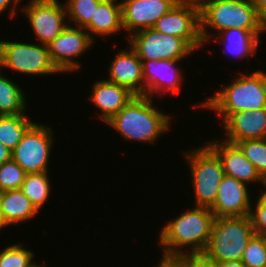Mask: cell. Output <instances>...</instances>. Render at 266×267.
<instances>
[{"label":"cell","mask_w":266,"mask_h":267,"mask_svg":"<svg viewBox=\"0 0 266 267\" xmlns=\"http://www.w3.org/2000/svg\"><path fill=\"white\" fill-rule=\"evenodd\" d=\"M214 219V214L208 207L195 205L176 218H170L161 226L157 238L161 252L180 255L203 254L210 239Z\"/></svg>","instance_id":"cell-1"},{"label":"cell","mask_w":266,"mask_h":267,"mask_svg":"<svg viewBox=\"0 0 266 267\" xmlns=\"http://www.w3.org/2000/svg\"><path fill=\"white\" fill-rule=\"evenodd\" d=\"M151 97L134 96L105 125L112 127L125 141L155 144L171 130L172 116L160 111Z\"/></svg>","instance_id":"cell-2"},{"label":"cell","mask_w":266,"mask_h":267,"mask_svg":"<svg viewBox=\"0 0 266 267\" xmlns=\"http://www.w3.org/2000/svg\"><path fill=\"white\" fill-rule=\"evenodd\" d=\"M238 73L240 75H235L228 85L215 90L213 96L193 105L194 109L213 110L222 124L235 112L266 108V71L258 69L249 74Z\"/></svg>","instance_id":"cell-3"},{"label":"cell","mask_w":266,"mask_h":267,"mask_svg":"<svg viewBox=\"0 0 266 267\" xmlns=\"http://www.w3.org/2000/svg\"><path fill=\"white\" fill-rule=\"evenodd\" d=\"M197 3L200 8V32L204 46L213 36L227 29L266 31L260 23L253 0H217ZM211 30L214 33H211Z\"/></svg>","instance_id":"cell-4"},{"label":"cell","mask_w":266,"mask_h":267,"mask_svg":"<svg viewBox=\"0 0 266 267\" xmlns=\"http://www.w3.org/2000/svg\"><path fill=\"white\" fill-rule=\"evenodd\" d=\"M255 234L250 216L215 218L203 255L215 263L240 261Z\"/></svg>","instance_id":"cell-5"},{"label":"cell","mask_w":266,"mask_h":267,"mask_svg":"<svg viewBox=\"0 0 266 267\" xmlns=\"http://www.w3.org/2000/svg\"><path fill=\"white\" fill-rule=\"evenodd\" d=\"M203 144L181 152L189 166L195 206L210 208L225 174L218 156Z\"/></svg>","instance_id":"cell-6"},{"label":"cell","mask_w":266,"mask_h":267,"mask_svg":"<svg viewBox=\"0 0 266 267\" xmlns=\"http://www.w3.org/2000/svg\"><path fill=\"white\" fill-rule=\"evenodd\" d=\"M25 75L46 76L61 73L53 64L48 47L40 43L0 41V69Z\"/></svg>","instance_id":"cell-7"},{"label":"cell","mask_w":266,"mask_h":267,"mask_svg":"<svg viewBox=\"0 0 266 267\" xmlns=\"http://www.w3.org/2000/svg\"><path fill=\"white\" fill-rule=\"evenodd\" d=\"M48 125L34 123L11 152V159L26 173L50 172L48 167L56 138ZM55 140V142H54Z\"/></svg>","instance_id":"cell-8"},{"label":"cell","mask_w":266,"mask_h":267,"mask_svg":"<svg viewBox=\"0 0 266 267\" xmlns=\"http://www.w3.org/2000/svg\"><path fill=\"white\" fill-rule=\"evenodd\" d=\"M141 61L186 59L194 50L181 38L165 35L154 28L139 31L127 39Z\"/></svg>","instance_id":"cell-9"},{"label":"cell","mask_w":266,"mask_h":267,"mask_svg":"<svg viewBox=\"0 0 266 267\" xmlns=\"http://www.w3.org/2000/svg\"><path fill=\"white\" fill-rule=\"evenodd\" d=\"M21 6L32 33L42 45L48 46L68 26L67 11L59 0H29Z\"/></svg>","instance_id":"cell-10"},{"label":"cell","mask_w":266,"mask_h":267,"mask_svg":"<svg viewBox=\"0 0 266 267\" xmlns=\"http://www.w3.org/2000/svg\"><path fill=\"white\" fill-rule=\"evenodd\" d=\"M153 28L165 35L183 39L194 51L204 47L200 32V8L196 0H180Z\"/></svg>","instance_id":"cell-11"},{"label":"cell","mask_w":266,"mask_h":267,"mask_svg":"<svg viewBox=\"0 0 266 267\" xmlns=\"http://www.w3.org/2000/svg\"><path fill=\"white\" fill-rule=\"evenodd\" d=\"M95 42L84 28L68 25L47 47L56 68L68 74L82 67L77 59Z\"/></svg>","instance_id":"cell-12"},{"label":"cell","mask_w":266,"mask_h":267,"mask_svg":"<svg viewBox=\"0 0 266 267\" xmlns=\"http://www.w3.org/2000/svg\"><path fill=\"white\" fill-rule=\"evenodd\" d=\"M125 39L139 31L153 28L156 22L180 0H120ZM128 32V33H127Z\"/></svg>","instance_id":"cell-13"},{"label":"cell","mask_w":266,"mask_h":267,"mask_svg":"<svg viewBox=\"0 0 266 267\" xmlns=\"http://www.w3.org/2000/svg\"><path fill=\"white\" fill-rule=\"evenodd\" d=\"M145 83V96L163 97L167 94L179 95L183 84V72L176 60L141 61ZM179 62V64H178ZM179 67H178V66Z\"/></svg>","instance_id":"cell-14"},{"label":"cell","mask_w":266,"mask_h":267,"mask_svg":"<svg viewBox=\"0 0 266 267\" xmlns=\"http://www.w3.org/2000/svg\"><path fill=\"white\" fill-rule=\"evenodd\" d=\"M248 189V184L224 175L214 204L209 208L214 217L250 216L253 200Z\"/></svg>","instance_id":"cell-15"},{"label":"cell","mask_w":266,"mask_h":267,"mask_svg":"<svg viewBox=\"0 0 266 267\" xmlns=\"http://www.w3.org/2000/svg\"><path fill=\"white\" fill-rule=\"evenodd\" d=\"M222 140V141H221ZM206 145L218 156L222 163L224 174L248 185L261 183L266 189V181L260 176L256 167L245 157L237 144L223 139H213Z\"/></svg>","instance_id":"cell-16"},{"label":"cell","mask_w":266,"mask_h":267,"mask_svg":"<svg viewBox=\"0 0 266 267\" xmlns=\"http://www.w3.org/2000/svg\"><path fill=\"white\" fill-rule=\"evenodd\" d=\"M127 48L117 50L107 68L109 77L106 80L127 88L135 96H145L142 62L130 46Z\"/></svg>","instance_id":"cell-17"},{"label":"cell","mask_w":266,"mask_h":267,"mask_svg":"<svg viewBox=\"0 0 266 267\" xmlns=\"http://www.w3.org/2000/svg\"><path fill=\"white\" fill-rule=\"evenodd\" d=\"M224 141L237 144L243 140L266 138V108L238 111L223 123Z\"/></svg>","instance_id":"cell-18"},{"label":"cell","mask_w":266,"mask_h":267,"mask_svg":"<svg viewBox=\"0 0 266 267\" xmlns=\"http://www.w3.org/2000/svg\"><path fill=\"white\" fill-rule=\"evenodd\" d=\"M92 84L91 94L87 98L96 109L100 110L97 115L103 123H107L135 96L127 88L109 82L105 78L96 80Z\"/></svg>","instance_id":"cell-19"},{"label":"cell","mask_w":266,"mask_h":267,"mask_svg":"<svg viewBox=\"0 0 266 267\" xmlns=\"http://www.w3.org/2000/svg\"><path fill=\"white\" fill-rule=\"evenodd\" d=\"M266 31H248L239 28L227 29L213 36L210 40L214 42L224 43L225 50L234 56L237 60L247 59L251 62L250 56L254 57L258 52L260 44H262L261 36ZM261 39V40H259ZM237 57V58H236Z\"/></svg>","instance_id":"cell-20"},{"label":"cell","mask_w":266,"mask_h":267,"mask_svg":"<svg viewBox=\"0 0 266 267\" xmlns=\"http://www.w3.org/2000/svg\"><path fill=\"white\" fill-rule=\"evenodd\" d=\"M84 29L94 41L96 37L104 38L106 36L105 38H107L124 31L121 1L102 0L95 10L91 22Z\"/></svg>","instance_id":"cell-21"},{"label":"cell","mask_w":266,"mask_h":267,"mask_svg":"<svg viewBox=\"0 0 266 267\" xmlns=\"http://www.w3.org/2000/svg\"><path fill=\"white\" fill-rule=\"evenodd\" d=\"M0 212L7 227L28 223L40 213L20 189L0 192Z\"/></svg>","instance_id":"cell-22"},{"label":"cell","mask_w":266,"mask_h":267,"mask_svg":"<svg viewBox=\"0 0 266 267\" xmlns=\"http://www.w3.org/2000/svg\"><path fill=\"white\" fill-rule=\"evenodd\" d=\"M0 69V115L26 113L28 101L24 90Z\"/></svg>","instance_id":"cell-23"},{"label":"cell","mask_w":266,"mask_h":267,"mask_svg":"<svg viewBox=\"0 0 266 267\" xmlns=\"http://www.w3.org/2000/svg\"><path fill=\"white\" fill-rule=\"evenodd\" d=\"M24 114L0 115V142L11 151L18 145L27 130L35 123Z\"/></svg>","instance_id":"cell-24"},{"label":"cell","mask_w":266,"mask_h":267,"mask_svg":"<svg viewBox=\"0 0 266 267\" xmlns=\"http://www.w3.org/2000/svg\"><path fill=\"white\" fill-rule=\"evenodd\" d=\"M49 176V172L27 173L20 188L39 212L51 195L52 181Z\"/></svg>","instance_id":"cell-25"},{"label":"cell","mask_w":266,"mask_h":267,"mask_svg":"<svg viewBox=\"0 0 266 267\" xmlns=\"http://www.w3.org/2000/svg\"><path fill=\"white\" fill-rule=\"evenodd\" d=\"M102 0H67L64 1L68 25L85 28L94 16ZM77 25V26H76Z\"/></svg>","instance_id":"cell-26"},{"label":"cell","mask_w":266,"mask_h":267,"mask_svg":"<svg viewBox=\"0 0 266 267\" xmlns=\"http://www.w3.org/2000/svg\"><path fill=\"white\" fill-rule=\"evenodd\" d=\"M34 252L24 245L23 241L0 249V267H36Z\"/></svg>","instance_id":"cell-27"},{"label":"cell","mask_w":266,"mask_h":267,"mask_svg":"<svg viewBox=\"0 0 266 267\" xmlns=\"http://www.w3.org/2000/svg\"><path fill=\"white\" fill-rule=\"evenodd\" d=\"M237 145L266 181V138L243 140Z\"/></svg>","instance_id":"cell-28"},{"label":"cell","mask_w":266,"mask_h":267,"mask_svg":"<svg viewBox=\"0 0 266 267\" xmlns=\"http://www.w3.org/2000/svg\"><path fill=\"white\" fill-rule=\"evenodd\" d=\"M246 267H266V236L255 234L241 259Z\"/></svg>","instance_id":"cell-29"},{"label":"cell","mask_w":266,"mask_h":267,"mask_svg":"<svg viewBox=\"0 0 266 267\" xmlns=\"http://www.w3.org/2000/svg\"><path fill=\"white\" fill-rule=\"evenodd\" d=\"M26 174L12 159L4 162L0 165V192L20 189Z\"/></svg>","instance_id":"cell-30"},{"label":"cell","mask_w":266,"mask_h":267,"mask_svg":"<svg viewBox=\"0 0 266 267\" xmlns=\"http://www.w3.org/2000/svg\"><path fill=\"white\" fill-rule=\"evenodd\" d=\"M263 191L256 197L257 200L254 201L255 204L251 206L250 218L255 233L257 235L266 236V190Z\"/></svg>","instance_id":"cell-31"},{"label":"cell","mask_w":266,"mask_h":267,"mask_svg":"<svg viewBox=\"0 0 266 267\" xmlns=\"http://www.w3.org/2000/svg\"><path fill=\"white\" fill-rule=\"evenodd\" d=\"M157 267H186V255L163 253ZM154 266V267H156Z\"/></svg>","instance_id":"cell-32"},{"label":"cell","mask_w":266,"mask_h":267,"mask_svg":"<svg viewBox=\"0 0 266 267\" xmlns=\"http://www.w3.org/2000/svg\"><path fill=\"white\" fill-rule=\"evenodd\" d=\"M186 267H217V264L207 259L203 254H186Z\"/></svg>","instance_id":"cell-33"},{"label":"cell","mask_w":266,"mask_h":267,"mask_svg":"<svg viewBox=\"0 0 266 267\" xmlns=\"http://www.w3.org/2000/svg\"><path fill=\"white\" fill-rule=\"evenodd\" d=\"M23 0H0V16L4 15V12L9 11V17L15 18V15L18 10V5L20 7V2ZM10 7V9H9ZM18 9V10H17Z\"/></svg>","instance_id":"cell-34"},{"label":"cell","mask_w":266,"mask_h":267,"mask_svg":"<svg viewBox=\"0 0 266 267\" xmlns=\"http://www.w3.org/2000/svg\"><path fill=\"white\" fill-rule=\"evenodd\" d=\"M261 25L266 30V0H253Z\"/></svg>","instance_id":"cell-35"},{"label":"cell","mask_w":266,"mask_h":267,"mask_svg":"<svg viewBox=\"0 0 266 267\" xmlns=\"http://www.w3.org/2000/svg\"><path fill=\"white\" fill-rule=\"evenodd\" d=\"M11 150L0 142V165L11 160Z\"/></svg>","instance_id":"cell-36"},{"label":"cell","mask_w":266,"mask_h":267,"mask_svg":"<svg viewBox=\"0 0 266 267\" xmlns=\"http://www.w3.org/2000/svg\"><path fill=\"white\" fill-rule=\"evenodd\" d=\"M216 264H217V267H246L241 260L222 262V263H216Z\"/></svg>","instance_id":"cell-37"},{"label":"cell","mask_w":266,"mask_h":267,"mask_svg":"<svg viewBox=\"0 0 266 267\" xmlns=\"http://www.w3.org/2000/svg\"><path fill=\"white\" fill-rule=\"evenodd\" d=\"M7 228V226L5 225L3 219H2V216H1V212H0V231L3 229ZM1 233V232H0Z\"/></svg>","instance_id":"cell-38"},{"label":"cell","mask_w":266,"mask_h":267,"mask_svg":"<svg viewBox=\"0 0 266 267\" xmlns=\"http://www.w3.org/2000/svg\"><path fill=\"white\" fill-rule=\"evenodd\" d=\"M197 2H209V1H217V0H196Z\"/></svg>","instance_id":"cell-39"},{"label":"cell","mask_w":266,"mask_h":267,"mask_svg":"<svg viewBox=\"0 0 266 267\" xmlns=\"http://www.w3.org/2000/svg\"><path fill=\"white\" fill-rule=\"evenodd\" d=\"M36 267H46V264L45 263L42 264L39 262V264Z\"/></svg>","instance_id":"cell-40"}]
</instances>
